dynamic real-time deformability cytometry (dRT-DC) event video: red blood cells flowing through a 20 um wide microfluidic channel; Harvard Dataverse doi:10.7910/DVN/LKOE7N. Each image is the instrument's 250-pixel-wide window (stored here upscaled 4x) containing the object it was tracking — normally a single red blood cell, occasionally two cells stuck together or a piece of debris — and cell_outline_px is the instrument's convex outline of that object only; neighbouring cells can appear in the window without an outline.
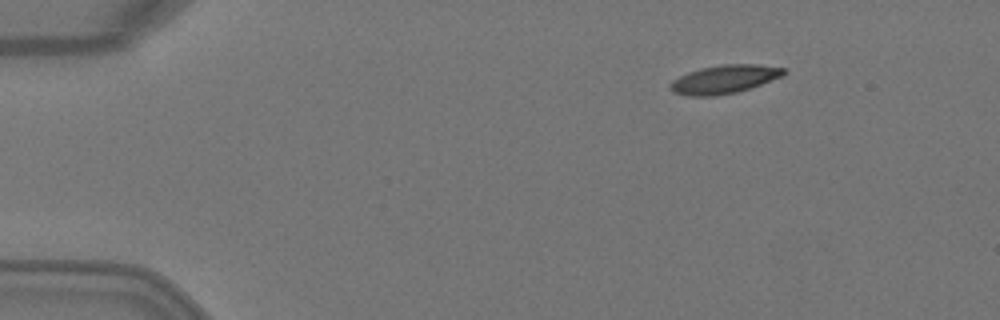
{"species": "Egyptian fruit bat (a non-hibernating species)", "species_latin": "Rousettus aegyptiacus", "temperature_condition": "warm", "stored_images_in_passage": 6, "segment_of_instrument_passage": [1, 2], "camera_frame_rate_fps": 3000, "um_per_image_px": 0.085, "animal": {"sex": "female"}, "frame": {"image": 1, "passage_image": 3, "time_ms": 0.667, "image_size_px": [1000, 320], "cell_outline_px": [[788, 72], [784, 76], [736, 92], [712, 96], [688, 96], [676, 92], [668, 88], [672, 80], [688, 72], [700, 68], [724, 64], [760, 64], [784, 68]], "centroid_in_image_um": [61.59, 6.72], "position_along_channel_um": 23.4, "area_um2": 18.73}}